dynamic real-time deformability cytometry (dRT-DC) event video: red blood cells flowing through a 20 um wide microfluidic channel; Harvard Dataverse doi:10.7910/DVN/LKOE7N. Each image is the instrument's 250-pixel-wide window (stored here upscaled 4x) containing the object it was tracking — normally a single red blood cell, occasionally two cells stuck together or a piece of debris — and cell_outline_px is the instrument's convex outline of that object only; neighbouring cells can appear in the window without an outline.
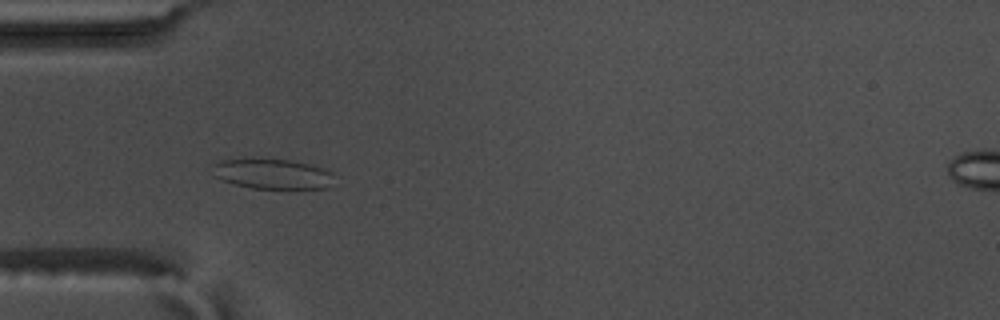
{"species": "common noctule bat (a hibernating species)", "species_latin": "Nyctalus noctula", "temperature_condition": "warm", "stored_images_in_passage": 58, "camera_frame_rate_fps": 3000, "um_per_image_px": 0.085, "animal": {"sex": "male", "body_mass_g": 17.5, "forearm_length_mm": 52.3}, "frame": {"image": 1, "passage_image": 19, "time_ms": 6.0, "image_size_px": [1000, 320], "cell_outline_px": [[328, 172], [324, 188], [288, 192], [252, 188], [236, 184], [224, 180], [216, 176], [212, 164], [220, 160], [292, 160], [308, 164], [320, 168]], "centroid_in_image_um": [23.1, 14.84], "position_along_channel_um": 61.9, "area_um2": 20.98}}
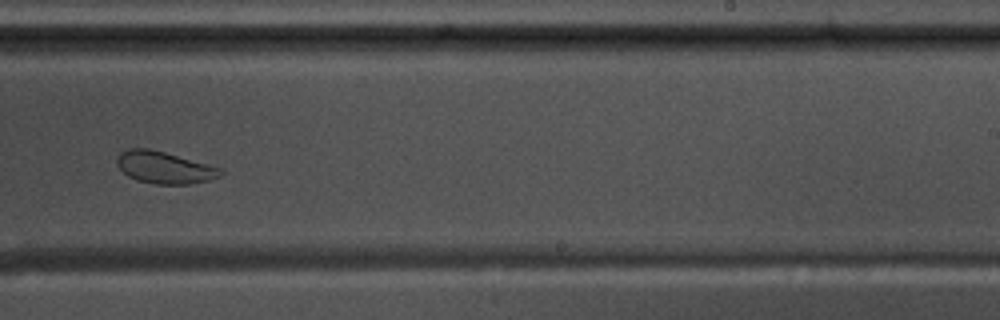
{"frame": {"image": 2, "passage_image": 37, "time_ms": 12.0, "image_size_px": [1000, 320], "cell_outline_px": [[224, 172], [220, 176], [208, 180], [188, 184], [152, 184], [136, 180], [128, 176], [116, 164], [116, 160], [120, 152], [128, 148], [148, 148], [164, 152], [224, 168]], "centroid_in_image_um": [13.98, 14.24], "position_along_channel_um": 275.0, "area_um2": 19.42}}
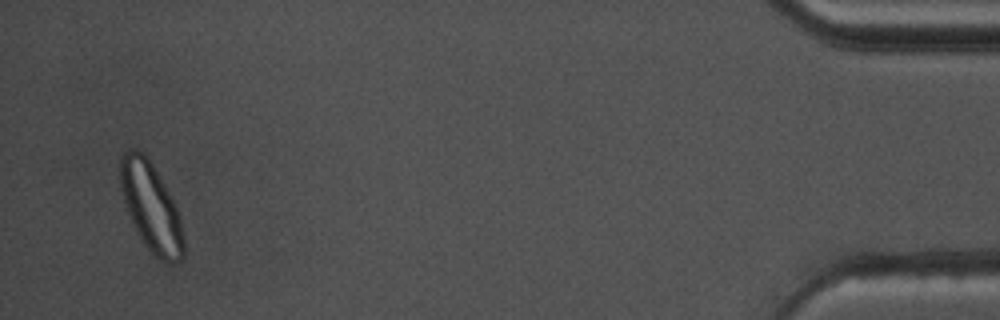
{"frame": {"image": 3, "passage_image": 56, "time_ms": 18.333, "image_size_px": [1000, 320], "cell_outline_px": [[184, 256], [176, 264], [168, 264], [160, 260], [144, 244], [136, 232], [128, 212], [120, 188], [120, 156], [128, 148], [136, 148], [144, 152], [152, 164], [168, 192], [176, 208], [180, 220], [184, 240]], "centroid_in_image_um": [12.82, 17.61], "position_along_channel_um": 422.4, "area_um2": 32.6}, "authors_computed_cell_mechanics": {"area_um2": 26.1256, "velocity_mm_per_s": 3.6036, "shape_relaxation_time_tau1_ms": 7.9992, "shape_relaxation_time_tau2_ms": 0.8168, "deformation_change_tau1": 0.1537, "deformation_change_tau2": 0.0404}}